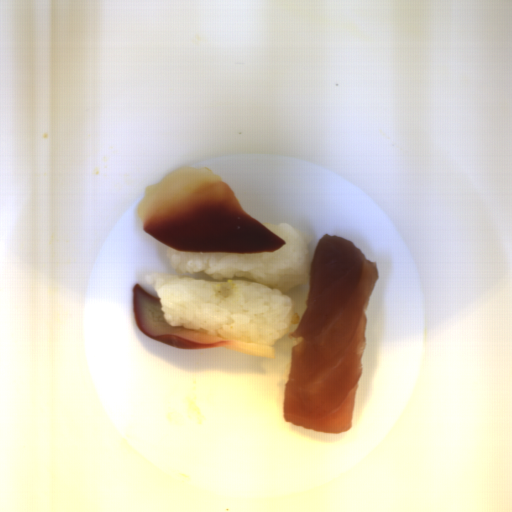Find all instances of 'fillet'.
<instances>
[{"label": "fillet", "instance_id": "25842a12", "mask_svg": "<svg viewBox=\"0 0 512 512\" xmlns=\"http://www.w3.org/2000/svg\"><path fill=\"white\" fill-rule=\"evenodd\" d=\"M379 278L377 261L349 239L324 234L311 258L306 308L289 339L290 369L283 421L314 432L339 435L352 428L367 310Z\"/></svg>", "mask_w": 512, "mask_h": 512}, {"label": "fillet", "instance_id": "e2c912f1", "mask_svg": "<svg viewBox=\"0 0 512 512\" xmlns=\"http://www.w3.org/2000/svg\"><path fill=\"white\" fill-rule=\"evenodd\" d=\"M137 210L145 232L181 252L271 253L287 242L246 212L208 166H184L149 184Z\"/></svg>", "mask_w": 512, "mask_h": 512}, {"label": "fillet", "instance_id": "e495c32b", "mask_svg": "<svg viewBox=\"0 0 512 512\" xmlns=\"http://www.w3.org/2000/svg\"><path fill=\"white\" fill-rule=\"evenodd\" d=\"M132 299L133 319L140 331L152 340L179 349L225 347L255 357L275 359L274 345L244 343L167 324L163 317L164 311L160 308L162 307L160 298L149 293L137 283L133 286Z\"/></svg>", "mask_w": 512, "mask_h": 512}]
</instances>
